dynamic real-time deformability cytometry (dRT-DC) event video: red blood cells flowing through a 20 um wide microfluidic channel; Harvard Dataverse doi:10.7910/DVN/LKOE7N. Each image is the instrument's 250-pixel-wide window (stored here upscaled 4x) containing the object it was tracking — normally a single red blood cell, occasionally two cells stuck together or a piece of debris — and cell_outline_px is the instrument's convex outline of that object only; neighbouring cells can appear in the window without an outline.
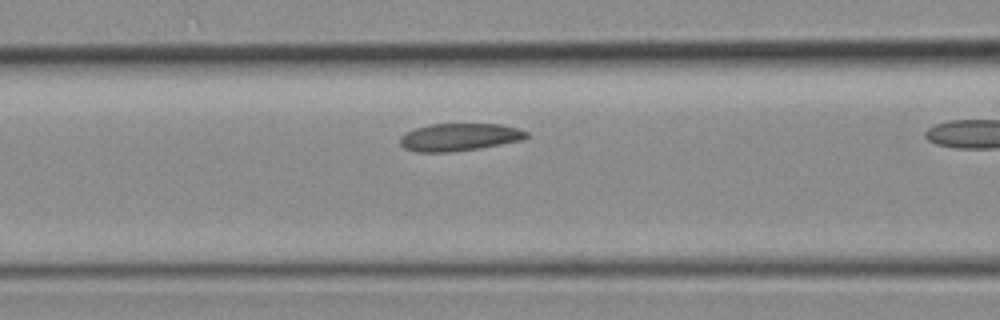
{"species": "common noctule bat (a hibernating species)", "species_latin": "Nyctalus noctula", "temperature_condition": "room temperature", "stored_images_in_passage": 7, "camera_frame_rate_fps": 3000, "um_per_image_px": 0.085, "animal": {"sex": "female", "body_mass_g": 19.3, "forearm_length_mm": 54.1}, "frame": {"image": 1, "passage_image": 4, "time_ms": 1.0, "image_size_px": [1000, 320], "cell_outline_px": [[528, 136], [524, 140], [480, 148], [452, 152], [416, 152], [404, 148], [400, 144], [400, 136], [404, 132], [428, 124], [500, 124], [516, 128], [528, 132]], "centroid_in_image_um": [39.02, 11.66], "position_along_channel_um": 127.6, "area_um2": 20.46}}
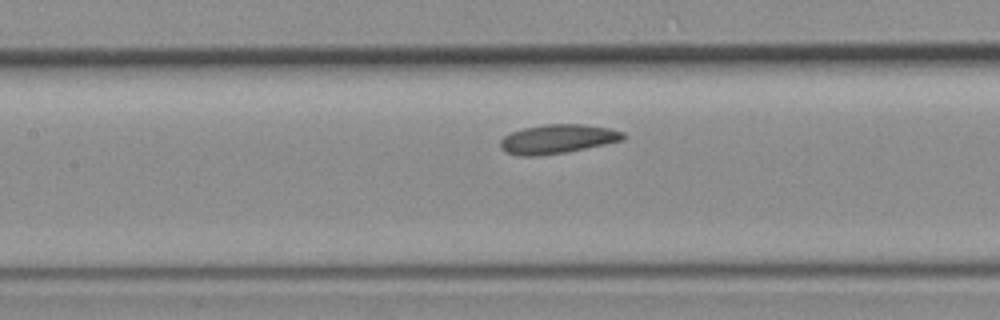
{"frame": {"image": 2, "passage_image": 6, "time_ms": 1.667, "image_size_px": [1000, 320], "cell_outline_px": [[624, 140], [568, 152], [536, 156], [520, 156], [504, 152], [500, 148], [500, 140], [504, 136], [512, 132], [524, 128], [544, 124], [584, 124], [608, 128], [624, 132]], "centroid_in_image_um": [47.37, 11.82], "position_along_channel_um": 160.0, "area_um2": 20.92}}